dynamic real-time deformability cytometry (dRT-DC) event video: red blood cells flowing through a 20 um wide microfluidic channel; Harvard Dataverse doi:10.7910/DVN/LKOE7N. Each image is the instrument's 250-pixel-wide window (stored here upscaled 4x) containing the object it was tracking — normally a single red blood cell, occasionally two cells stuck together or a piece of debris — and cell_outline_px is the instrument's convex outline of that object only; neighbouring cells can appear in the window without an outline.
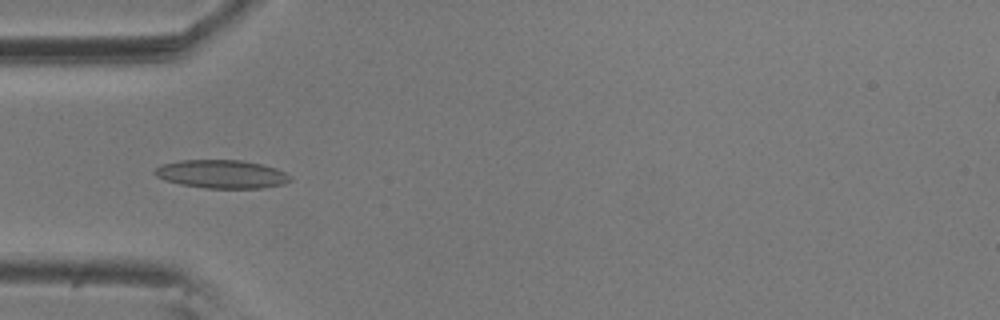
{"species": "common noctule bat (a hibernating species)", "species_latin": "Nyctalus noctula", "temperature_condition": "room temperature", "stored_images_in_passage": 16, "camera_frame_rate_fps": 3000, "um_per_image_px": 0.085, "animal": {"sex": "male", "body_mass_g": 20.5, "forearm_length_mm": 52.5}, "frame": {"image": 1, "passage_image": 5, "time_ms": 1.333, "image_size_px": [1000, 320], "cell_outline_px": [[292, 180], [284, 184], [260, 188], [204, 188], [180, 184], [164, 180], [156, 176], [152, 172], [160, 164], [180, 160], [240, 160], [264, 164], [276, 168], [292, 176]], "centroid_in_image_um": [18.84, 14.79], "position_along_channel_um": 66.2, "area_um2": 22.6}}
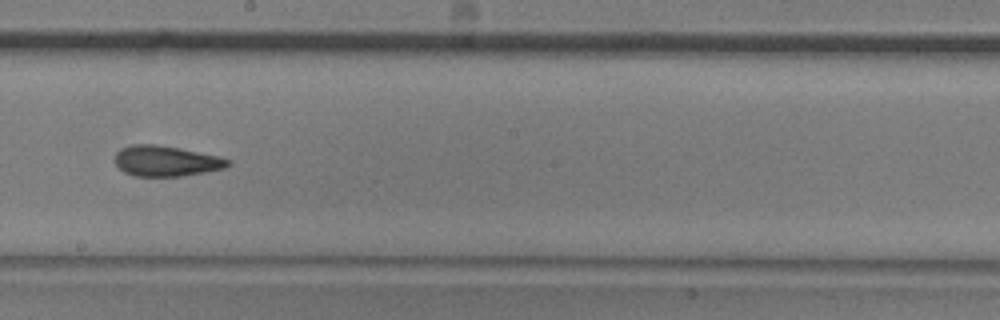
{"frame": {"image": 2, "passage_image": 9, "time_ms": 2.667, "image_size_px": [1000, 320], "cell_outline_px": [[232, 164], [224, 168], [204, 172], [180, 176], [132, 176], [124, 172], [116, 164], [116, 152], [120, 148], [132, 144], [156, 144], [180, 148], [220, 156], [232, 160]], "centroid_in_image_um": [14.13, 13.68], "position_along_channel_um": 234.1, "area_um2": 20.23}}
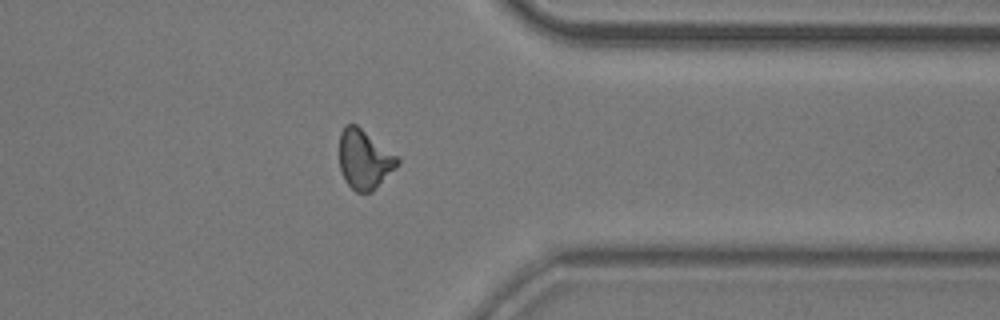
{"frame": {"image": 3, "passage_image": 13, "time_ms": 4.0, "image_size_px": [1000, 320], "cell_outline_px": [[400, 164], [372, 192], [356, 192], [348, 184], [340, 168], [340, 132], [344, 124], [356, 124], [400, 156]], "centroid_in_image_um": [31.01, 13.52], "position_along_channel_um": 380.4, "area_um2": 20.29}}